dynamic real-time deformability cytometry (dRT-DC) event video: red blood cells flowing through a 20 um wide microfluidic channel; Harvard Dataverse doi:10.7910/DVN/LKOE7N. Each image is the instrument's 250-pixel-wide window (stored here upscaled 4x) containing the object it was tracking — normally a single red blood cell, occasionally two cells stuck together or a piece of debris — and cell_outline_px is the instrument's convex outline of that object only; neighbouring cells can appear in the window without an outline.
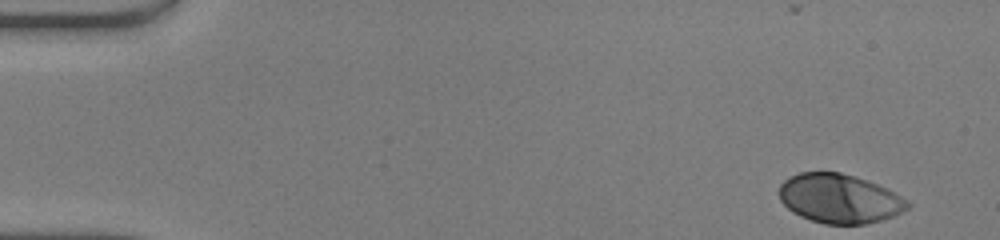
{"species": "human", "species_latin": "Homo sapiens", "temperature_condition": "warm", "stored_images_in_passage": 41, "camera_frame_rate_fps": 3000, "um_per_image_px": 0.085, "donor": {"sex": "male"}, "frame": {"image": 1, "passage_image": 1, "time_ms": 0.0, "image_size_px": [1000, 240], "cell_outline_px": [[912, 204], [908, 208], [892, 216], [880, 220], [864, 224], [824, 224], [800, 216], [792, 212], [780, 200], [780, 184], [788, 176], [800, 172], [840, 172], [868, 180], [888, 188], [896, 192], [908, 200]], "centroid_in_image_um": [71.36, 16.87], "position_along_channel_um": 13.6, "area_um2": 36.93}}
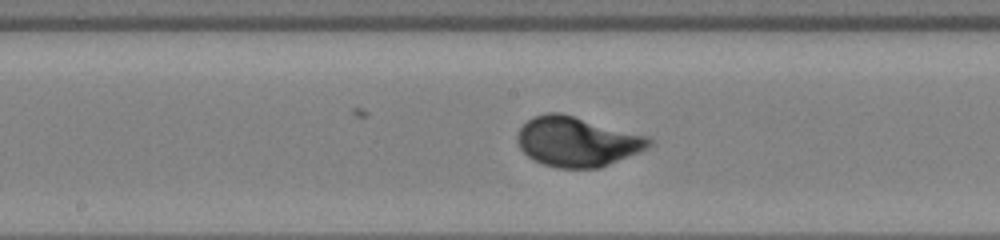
{"frame": {"image": 2, "passage_image": 24, "time_ms": 7.667, "image_size_px": [1000, 240], "cell_outline_px": [[652, 144], [648, 148], [640, 152], [600, 168], [556, 168], [532, 160], [520, 148], [516, 140], [516, 136], [520, 128], [532, 116], [548, 112], [560, 112], [648, 136], [652, 140]], "centroid_in_image_um": [49.04, 12.04], "position_along_channel_um": 199.2, "area_um2": 38.38}}
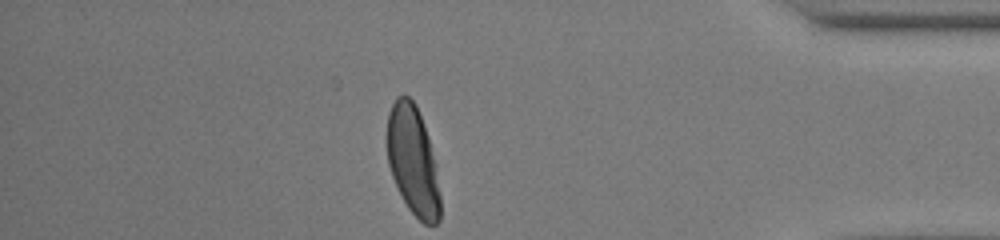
{"frame": {"image": 3, "passage_image": 41, "time_ms": 13.333, "image_size_px": [1000, 240], "cell_outline_px": [[440, 220], [436, 224], [424, 224], [408, 208], [392, 176], [388, 164], [388, 112], [396, 96], [408, 96], [416, 104], [428, 140], [432, 156], [440, 196]], "centroid_in_image_um": [35.08, 13.67], "position_along_channel_um": 400.1, "area_um2": 32.77}, "authors_computed_cell_mechanics": {"area_um2": 36.9342, "velocity_mm_per_s": 4.1629, "shape_relaxation_time_tau1_ms": 2.5529, "shape_relaxation_time_tau2_ms": null, "deformation_change_tau1": 0.1962, "deformation_change_tau2": null}}